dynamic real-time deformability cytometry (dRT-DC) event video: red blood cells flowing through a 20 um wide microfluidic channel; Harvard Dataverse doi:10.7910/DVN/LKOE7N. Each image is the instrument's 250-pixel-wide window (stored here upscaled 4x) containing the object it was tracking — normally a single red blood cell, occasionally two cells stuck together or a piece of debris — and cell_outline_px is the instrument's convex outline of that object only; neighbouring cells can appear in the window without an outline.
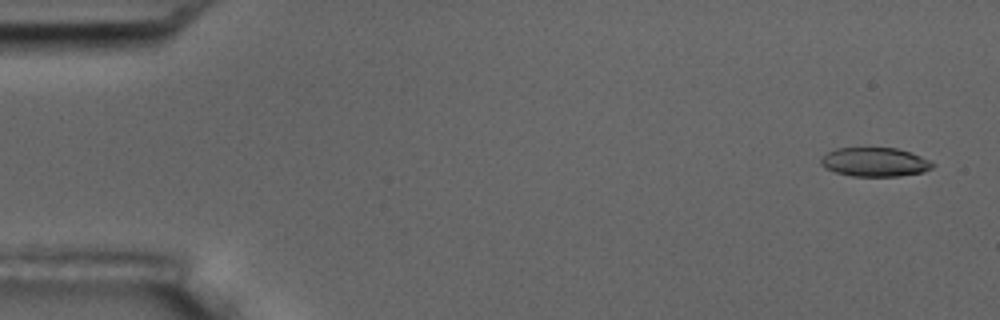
{"species": "common noctule bat (a hibernating species)", "species_latin": "Nyctalus noctula", "temperature_condition": "room temperature", "stored_images_in_passage": 4, "camera_frame_rate_fps": 3000, "um_per_image_px": 0.085, "animal": {"sex": "male", "body_mass_g": 17.5, "forearm_length_mm": 52.3}, "frame": {"image": 1, "passage_image": 1, "time_ms": 0.0, "image_size_px": [1000, 320], "cell_outline_px": [[936, 164], [932, 168], [924, 172], [900, 176], [852, 176], [836, 172], [824, 168], [820, 164], [820, 156], [836, 148], [896, 148], [920, 156]], "centroid_in_image_um": [74.33, 13.78], "position_along_channel_um": 10.7, "area_um2": 18.9}}